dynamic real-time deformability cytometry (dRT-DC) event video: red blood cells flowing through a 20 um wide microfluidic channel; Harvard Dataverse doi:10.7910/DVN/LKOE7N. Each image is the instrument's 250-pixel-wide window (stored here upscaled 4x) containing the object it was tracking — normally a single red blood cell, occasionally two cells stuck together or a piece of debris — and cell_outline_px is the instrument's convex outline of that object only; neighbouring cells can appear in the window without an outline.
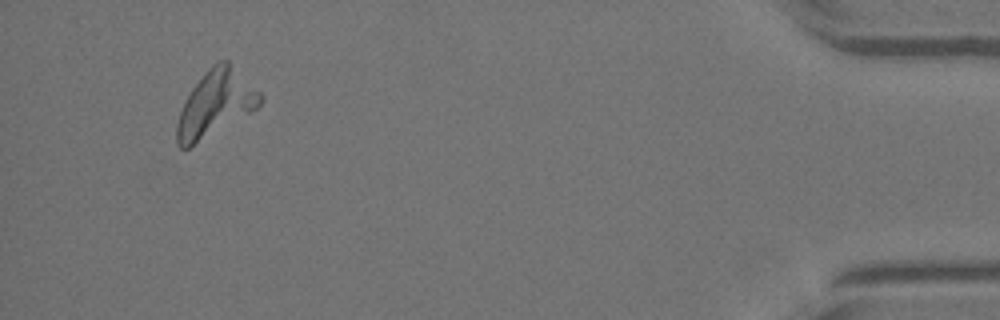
{"species": "Egyptian fruit bat (a non-hibernating species)", "species_latin": "Rousettus aegyptiacus", "temperature_condition": "warm", "stored_images_in_passage": 43, "camera_frame_rate_fps": 3000, "um_per_image_px": 0.085, "animal": {"sex": "female"}, "frame": {"image": 1, "passage_image": 41, "time_ms": 13.333, "image_size_px": [1000, 320], "cell_outline_px": [[264, 96], [260, 104], [256, 108], [188, 148], [180, 148], [176, 144], [176, 124], [180, 112], [192, 88], [204, 72], [216, 60], [228, 60]], "centroid_in_image_um": [18.3, 8.77], "position_along_channel_um": 416.9, "area_um2": 31.39}}